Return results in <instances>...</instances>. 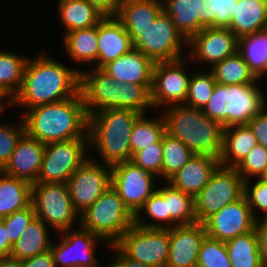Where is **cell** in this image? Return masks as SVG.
I'll list each match as a JSON object with an SVG mask.
<instances>
[{"mask_svg": "<svg viewBox=\"0 0 267 267\" xmlns=\"http://www.w3.org/2000/svg\"><path fill=\"white\" fill-rule=\"evenodd\" d=\"M216 81L213 74L207 70L191 74L189 81L188 94L185 100V105L197 109H204L211 98Z\"/></svg>", "mask_w": 267, "mask_h": 267, "instance_id": "cell-41", "label": "cell"}, {"mask_svg": "<svg viewBox=\"0 0 267 267\" xmlns=\"http://www.w3.org/2000/svg\"><path fill=\"white\" fill-rule=\"evenodd\" d=\"M125 29L134 47L154 62L174 61L185 55L183 51L188 41L176 30L172 18L164 11L145 28Z\"/></svg>", "mask_w": 267, "mask_h": 267, "instance_id": "cell-8", "label": "cell"}, {"mask_svg": "<svg viewBox=\"0 0 267 267\" xmlns=\"http://www.w3.org/2000/svg\"><path fill=\"white\" fill-rule=\"evenodd\" d=\"M18 124H0V170L9 162L18 141L25 134V125L21 117Z\"/></svg>", "mask_w": 267, "mask_h": 267, "instance_id": "cell-43", "label": "cell"}, {"mask_svg": "<svg viewBox=\"0 0 267 267\" xmlns=\"http://www.w3.org/2000/svg\"><path fill=\"white\" fill-rule=\"evenodd\" d=\"M6 99V96L0 91V114H2L3 113V111L6 109L5 107H7L8 106V104L9 105H11V101L10 100H7ZM6 103H5V102ZM7 105V106H6Z\"/></svg>", "mask_w": 267, "mask_h": 267, "instance_id": "cell-55", "label": "cell"}, {"mask_svg": "<svg viewBox=\"0 0 267 267\" xmlns=\"http://www.w3.org/2000/svg\"><path fill=\"white\" fill-rule=\"evenodd\" d=\"M162 11L161 0H121L115 17L125 28H145Z\"/></svg>", "mask_w": 267, "mask_h": 267, "instance_id": "cell-31", "label": "cell"}, {"mask_svg": "<svg viewBox=\"0 0 267 267\" xmlns=\"http://www.w3.org/2000/svg\"><path fill=\"white\" fill-rule=\"evenodd\" d=\"M101 11L106 17H114L117 14L121 0H85Z\"/></svg>", "mask_w": 267, "mask_h": 267, "instance_id": "cell-52", "label": "cell"}, {"mask_svg": "<svg viewBox=\"0 0 267 267\" xmlns=\"http://www.w3.org/2000/svg\"><path fill=\"white\" fill-rule=\"evenodd\" d=\"M89 139L52 142L45 146L38 183H67L71 175L89 158Z\"/></svg>", "mask_w": 267, "mask_h": 267, "instance_id": "cell-11", "label": "cell"}, {"mask_svg": "<svg viewBox=\"0 0 267 267\" xmlns=\"http://www.w3.org/2000/svg\"><path fill=\"white\" fill-rule=\"evenodd\" d=\"M63 36L64 50L77 64L95 63L98 60L97 26L71 31Z\"/></svg>", "mask_w": 267, "mask_h": 267, "instance_id": "cell-29", "label": "cell"}, {"mask_svg": "<svg viewBox=\"0 0 267 267\" xmlns=\"http://www.w3.org/2000/svg\"><path fill=\"white\" fill-rule=\"evenodd\" d=\"M250 181L248 179L244 183V196L252 210L254 218L258 220L257 209L264 214L263 217H267V183L257 178L256 183L251 187Z\"/></svg>", "mask_w": 267, "mask_h": 267, "instance_id": "cell-47", "label": "cell"}, {"mask_svg": "<svg viewBox=\"0 0 267 267\" xmlns=\"http://www.w3.org/2000/svg\"><path fill=\"white\" fill-rule=\"evenodd\" d=\"M0 267H23L22 260H18L12 257L0 258Z\"/></svg>", "mask_w": 267, "mask_h": 267, "instance_id": "cell-54", "label": "cell"}, {"mask_svg": "<svg viewBox=\"0 0 267 267\" xmlns=\"http://www.w3.org/2000/svg\"><path fill=\"white\" fill-rule=\"evenodd\" d=\"M203 224L208 237L227 242L236 236L254 230L256 219L245 196H243L241 199L224 206Z\"/></svg>", "mask_w": 267, "mask_h": 267, "instance_id": "cell-18", "label": "cell"}, {"mask_svg": "<svg viewBox=\"0 0 267 267\" xmlns=\"http://www.w3.org/2000/svg\"><path fill=\"white\" fill-rule=\"evenodd\" d=\"M187 46L190 60L209 63L208 68H212L238 52L239 38L228 28L207 27L194 34Z\"/></svg>", "mask_w": 267, "mask_h": 267, "instance_id": "cell-17", "label": "cell"}, {"mask_svg": "<svg viewBox=\"0 0 267 267\" xmlns=\"http://www.w3.org/2000/svg\"><path fill=\"white\" fill-rule=\"evenodd\" d=\"M32 184L0 170V216L6 217L31 204Z\"/></svg>", "mask_w": 267, "mask_h": 267, "instance_id": "cell-28", "label": "cell"}, {"mask_svg": "<svg viewBox=\"0 0 267 267\" xmlns=\"http://www.w3.org/2000/svg\"><path fill=\"white\" fill-rule=\"evenodd\" d=\"M13 245L10 243L3 217L0 216V258L10 257Z\"/></svg>", "mask_w": 267, "mask_h": 267, "instance_id": "cell-53", "label": "cell"}, {"mask_svg": "<svg viewBox=\"0 0 267 267\" xmlns=\"http://www.w3.org/2000/svg\"><path fill=\"white\" fill-rule=\"evenodd\" d=\"M264 93L257 84H215L204 114L223 128L247 125L267 105Z\"/></svg>", "mask_w": 267, "mask_h": 267, "instance_id": "cell-6", "label": "cell"}, {"mask_svg": "<svg viewBox=\"0 0 267 267\" xmlns=\"http://www.w3.org/2000/svg\"><path fill=\"white\" fill-rule=\"evenodd\" d=\"M155 62L135 47L105 65L102 70L117 82L138 83L152 86L153 67Z\"/></svg>", "mask_w": 267, "mask_h": 267, "instance_id": "cell-22", "label": "cell"}, {"mask_svg": "<svg viewBox=\"0 0 267 267\" xmlns=\"http://www.w3.org/2000/svg\"><path fill=\"white\" fill-rule=\"evenodd\" d=\"M257 144V138L248 125L224 128L220 165L236 167Z\"/></svg>", "mask_w": 267, "mask_h": 267, "instance_id": "cell-25", "label": "cell"}, {"mask_svg": "<svg viewBox=\"0 0 267 267\" xmlns=\"http://www.w3.org/2000/svg\"><path fill=\"white\" fill-rule=\"evenodd\" d=\"M31 197L36 217L52 230L60 233L80 223L66 183H33Z\"/></svg>", "mask_w": 267, "mask_h": 267, "instance_id": "cell-9", "label": "cell"}, {"mask_svg": "<svg viewBox=\"0 0 267 267\" xmlns=\"http://www.w3.org/2000/svg\"><path fill=\"white\" fill-rule=\"evenodd\" d=\"M167 109V110H166ZM162 113L166 132L184 143L194 154L220 157L223 127L202 109L175 104Z\"/></svg>", "mask_w": 267, "mask_h": 267, "instance_id": "cell-4", "label": "cell"}, {"mask_svg": "<svg viewBox=\"0 0 267 267\" xmlns=\"http://www.w3.org/2000/svg\"><path fill=\"white\" fill-rule=\"evenodd\" d=\"M140 115L132 109H105L89 117V146L97 149L101 162L113 166L131 161L130 135Z\"/></svg>", "mask_w": 267, "mask_h": 267, "instance_id": "cell-5", "label": "cell"}, {"mask_svg": "<svg viewBox=\"0 0 267 267\" xmlns=\"http://www.w3.org/2000/svg\"><path fill=\"white\" fill-rule=\"evenodd\" d=\"M111 248L115 256V260L112 263H109L106 267H156L153 265L143 264L139 261L133 260L130 257L126 256L115 244L108 245Z\"/></svg>", "mask_w": 267, "mask_h": 267, "instance_id": "cell-49", "label": "cell"}, {"mask_svg": "<svg viewBox=\"0 0 267 267\" xmlns=\"http://www.w3.org/2000/svg\"><path fill=\"white\" fill-rule=\"evenodd\" d=\"M166 133L163 115L150 119L141 114L135 121L130 135L132 155L150 146L152 143L160 142Z\"/></svg>", "mask_w": 267, "mask_h": 267, "instance_id": "cell-37", "label": "cell"}, {"mask_svg": "<svg viewBox=\"0 0 267 267\" xmlns=\"http://www.w3.org/2000/svg\"><path fill=\"white\" fill-rule=\"evenodd\" d=\"M152 86L121 83L102 69L82 70L79 91L86 107L87 117L105 109H132L141 114L153 108Z\"/></svg>", "mask_w": 267, "mask_h": 267, "instance_id": "cell-3", "label": "cell"}, {"mask_svg": "<svg viewBox=\"0 0 267 267\" xmlns=\"http://www.w3.org/2000/svg\"><path fill=\"white\" fill-rule=\"evenodd\" d=\"M218 84H256L258 79L250 70L243 56L237 52L208 69Z\"/></svg>", "mask_w": 267, "mask_h": 267, "instance_id": "cell-35", "label": "cell"}, {"mask_svg": "<svg viewBox=\"0 0 267 267\" xmlns=\"http://www.w3.org/2000/svg\"><path fill=\"white\" fill-rule=\"evenodd\" d=\"M38 54L28 58L21 89L10 106L30 109L71 98L79 92L80 69L67 68L45 52Z\"/></svg>", "mask_w": 267, "mask_h": 267, "instance_id": "cell-1", "label": "cell"}, {"mask_svg": "<svg viewBox=\"0 0 267 267\" xmlns=\"http://www.w3.org/2000/svg\"><path fill=\"white\" fill-rule=\"evenodd\" d=\"M163 11L172 18L176 30L188 41L199 32L201 0H161Z\"/></svg>", "mask_w": 267, "mask_h": 267, "instance_id": "cell-30", "label": "cell"}, {"mask_svg": "<svg viewBox=\"0 0 267 267\" xmlns=\"http://www.w3.org/2000/svg\"><path fill=\"white\" fill-rule=\"evenodd\" d=\"M257 138V143L267 149V111L266 107L258 113L248 124Z\"/></svg>", "mask_w": 267, "mask_h": 267, "instance_id": "cell-48", "label": "cell"}, {"mask_svg": "<svg viewBox=\"0 0 267 267\" xmlns=\"http://www.w3.org/2000/svg\"><path fill=\"white\" fill-rule=\"evenodd\" d=\"M134 225V215L112 185L84 212L79 227L91 231L109 245L115 244Z\"/></svg>", "mask_w": 267, "mask_h": 267, "instance_id": "cell-7", "label": "cell"}, {"mask_svg": "<svg viewBox=\"0 0 267 267\" xmlns=\"http://www.w3.org/2000/svg\"><path fill=\"white\" fill-rule=\"evenodd\" d=\"M23 267H55L52 252L49 250L45 253L35 255L22 260Z\"/></svg>", "mask_w": 267, "mask_h": 267, "instance_id": "cell-51", "label": "cell"}, {"mask_svg": "<svg viewBox=\"0 0 267 267\" xmlns=\"http://www.w3.org/2000/svg\"><path fill=\"white\" fill-rule=\"evenodd\" d=\"M163 198L167 207V229L196 223L194 198L165 181Z\"/></svg>", "mask_w": 267, "mask_h": 267, "instance_id": "cell-32", "label": "cell"}, {"mask_svg": "<svg viewBox=\"0 0 267 267\" xmlns=\"http://www.w3.org/2000/svg\"><path fill=\"white\" fill-rule=\"evenodd\" d=\"M262 219L256 220L255 229L259 239L262 264L263 267H267V217H262Z\"/></svg>", "mask_w": 267, "mask_h": 267, "instance_id": "cell-50", "label": "cell"}, {"mask_svg": "<svg viewBox=\"0 0 267 267\" xmlns=\"http://www.w3.org/2000/svg\"><path fill=\"white\" fill-rule=\"evenodd\" d=\"M267 167V149L257 144L250 153L236 166L244 181L253 179L264 172Z\"/></svg>", "mask_w": 267, "mask_h": 267, "instance_id": "cell-45", "label": "cell"}, {"mask_svg": "<svg viewBox=\"0 0 267 267\" xmlns=\"http://www.w3.org/2000/svg\"><path fill=\"white\" fill-rule=\"evenodd\" d=\"M163 160L161 169L162 181H168L194 155L180 140L167 132L163 136Z\"/></svg>", "mask_w": 267, "mask_h": 267, "instance_id": "cell-38", "label": "cell"}, {"mask_svg": "<svg viewBox=\"0 0 267 267\" xmlns=\"http://www.w3.org/2000/svg\"><path fill=\"white\" fill-rule=\"evenodd\" d=\"M238 52L260 79L267 74V29L239 38Z\"/></svg>", "mask_w": 267, "mask_h": 267, "instance_id": "cell-36", "label": "cell"}, {"mask_svg": "<svg viewBox=\"0 0 267 267\" xmlns=\"http://www.w3.org/2000/svg\"><path fill=\"white\" fill-rule=\"evenodd\" d=\"M27 60L26 56L0 50V91L10 101L21 89Z\"/></svg>", "mask_w": 267, "mask_h": 267, "instance_id": "cell-34", "label": "cell"}, {"mask_svg": "<svg viewBox=\"0 0 267 267\" xmlns=\"http://www.w3.org/2000/svg\"><path fill=\"white\" fill-rule=\"evenodd\" d=\"M262 182L267 183V167L265 168L264 172L259 176V178Z\"/></svg>", "mask_w": 267, "mask_h": 267, "instance_id": "cell-56", "label": "cell"}, {"mask_svg": "<svg viewBox=\"0 0 267 267\" xmlns=\"http://www.w3.org/2000/svg\"><path fill=\"white\" fill-rule=\"evenodd\" d=\"M48 229L49 226L35 216L14 243L10 257L24 260L49 251L52 237L49 236Z\"/></svg>", "mask_w": 267, "mask_h": 267, "instance_id": "cell-27", "label": "cell"}, {"mask_svg": "<svg viewBox=\"0 0 267 267\" xmlns=\"http://www.w3.org/2000/svg\"><path fill=\"white\" fill-rule=\"evenodd\" d=\"M59 20L65 34L97 26L106 16L85 0H59Z\"/></svg>", "mask_w": 267, "mask_h": 267, "instance_id": "cell-26", "label": "cell"}, {"mask_svg": "<svg viewBox=\"0 0 267 267\" xmlns=\"http://www.w3.org/2000/svg\"><path fill=\"white\" fill-rule=\"evenodd\" d=\"M158 177L135 165L132 161L112 166V187L125 206L135 215L144 202L157 190L154 178Z\"/></svg>", "mask_w": 267, "mask_h": 267, "instance_id": "cell-15", "label": "cell"}, {"mask_svg": "<svg viewBox=\"0 0 267 267\" xmlns=\"http://www.w3.org/2000/svg\"><path fill=\"white\" fill-rule=\"evenodd\" d=\"M46 144L26 133L18 141L9 162L2 171L33 184L37 182Z\"/></svg>", "mask_w": 267, "mask_h": 267, "instance_id": "cell-20", "label": "cell"}, {"mask_svg": "<svg viewBox=\"0 0 267 267\" xmlns=\"http://www.w3.org/2000/svg\"><path fill=\"white\" fill-rule=\"evenodd\" d=\"M22 119L25 133L43 144L89 139V118L80 91L71 98L27 109Z\"/></svg>", "mask_w": 267, "mask_h": 267, "instance_id": "cell-2", "label": "cell"}, {"mask_svg": "<svg viewBox=\"0 0 267 267\" xmlns=\"http://www.w3.org/2000/svg\"><path fill=\"white\" fill-rule=\"evenodd\" d=\"M197 267H232L225 242L206 236L200 247Z\"/></svg>", "mask_w": 267, "mask_h": 267, "instance_id": "cell-42", "label": "cell"}, {"mask_svg": "<svg viewBox=\"0 0 267 267\" xmlns=\"http://www.w3.org/2000/svg\"><path fill=\"white\" fill-rule=\"evenodd\" d=\"M232 267H263L256 229L225 242Z\"/></svg>", "mask_w": 267, "mask_h": 267, "instance_id": "cell-33", "label": "cell"}, {"mask_svg": "<svg viewBox=\"0 0 267 267\" xmlns=\"http://www.w3.org/2000/svg\"><path fill=\"white\" fill-rule=\"evenodd\" d=\"M245 181L236 167L218 165L209 182L194 197V212L197 222L204 223L227 204L244 196Z\"/></svg>", "mask_w": 267, "mask_h": 267, "instance_id": "cell-10", "label": "cell"}, {"mask_svg": "<svg viewBox=\"0 0 267 267\" xmlns=\"http://www.w3.org/2000/svg\"><path fill=\"white\" fill-rule=\"evenodd\" d=\"M35 216V210L31 203L28 207L3 217V222L12 245L22 236L26 226Z\"/></svg>", "mask_w": 267, "mask_h": 267, "instance_id": "cell-46", "label": "cell"}, {"mask_svg": "<svg viewBox=\"0 0 267 267\" xmlns=\"http://www.w3.org/2000/svg\"><path fill=\"white\" fill-rule=\"evenodd\" d=\"M219 164L218 157L194 154L168 182L194 198L209 182Z\"/></svg>", "mask_w": 267, "mask_h": 267, "instance_id": "cell-23", "label": "cell"}, {"mask_svg": "<svg viewBox=\"0 0 267 267\" xmlns=\"http://www.w3.org/2000/svg\"><path fill=\"white\" fill-rule=\"evenodd\" d=\"M206 236L204 224L199 222L170 228L166 267H197L200 247Z\"/></svg>", "mask_w": 267, "mask_h": 267, "instance_id": "cell-19", "label": "cell"}, {"mask_svg": "<svg viewBox=\"0 0 267 267\" xmlns=\"http://www.w3.org/2000/svg\"><path fill=\"white\" fill-rule=\"evenodd\" d=\"M142 214L148 215L152 218V223H146L142 219ZM163 222V223H162ZM161 223V224H160ZM134 224L145 228H166L167 229V207L166 201L163 198V187L157 190L144 202L142 207L134 215Z\"/></svg>", "mask_w": 267, "mask_h": 267, "instance_id": "cell-40", "label": "cell"}, {"mask_svg": "<svg viewBox=\"0 0 267 267\" xmlns=\"http://www.w3.org/2000/svg\"><path fill=\"white\" fill-rule=\"evenodd\" d=\"M79 228V230L70 229L60 232L63 238L58 244L52 241L50 251L54 258L55 267H98L94 248L104 240L89 230Z\"/></svg>", "mask_w": 267, "mask_h": 267, "instance_id": "cell-16", "label": "cell"}, {"mask_svg": "<svg viewBox=\"0 0 267 267\" xmlns=\"http://www.w3.org/2000/svg\"><path fill=\"white\" fill-rule=\"evenodd\" d=\"M169 241L170 228H145L134 224L115 245L133 260L166 267Z\"/></svg>", "mask_w": 267, "mask_h": 267, "instance_id": "cell-12", "label": "cell"}, {"mask_svg": "<svg viewBox=\"0 0 267 267\" xmlns=\"http://www.w3.org/2000/svg\"><path fill=\"white\" fill-rule=\"evenodd\" d=\"M98 60L94 68L102 69L108 63L134 48L123 24L114 17H105L97 25Z\"/></svg>", "mask_w": 267, "mask_h": 267, "instance_id": "cell-21", "label": "cell"}, {"mask_svg": "<svg viewBox=\"0 0 267 267\" xmlns=\"http://www.w3.org/2000/svg\"><path fill=\"white\" fill-rule=\"evenodd\" d=\"M163 138L160 142L152 143L150 146L135 152L131 161L142 169L148 170L161 177L163 160Z\"/></svg>", "mask_w": 267, "mask_h": 267, "instance_id": "cell-44", "label": "cell"}, {"mask_svg": "<svg viewBox=\"0 0 267 267\" xmlns=\"http://www.w3.org/2000/svg\"><path fill=\"white\" fill-rule=\"evenodd\" d=\"M69 195L75 210L81 214L112 184V166L89 158L67 181Z\"/></svg>", "mask_w": 267, "mask_h": 267, "instance_id": "cell-13", "label": "cell"}, {"mask_svg": "<svg viewBox=\"0 0 267 267\" xmlns=\"http://www.w3.org/2000/svg\"><path fill=\"white\" fill-rule=\"evenodd\" d=\"M186 56L174 61L155 62L151 88L153 108L184 104L191 74L184 70Z\"/></svg>", "mask_w": 267, "mask_h": 267, "instance_id": "cell-14", "label": "cell"}, {"mask_svg": "<svg viewBox=\"0 0 267 267\" xmlns=\"http://www.w3.org/2000/svg\"><path fill=\"white\" fill-rule=\"evenodd\" d=\"M238 0H201L199 32L207 27L228 28Z\"/></svg>", "mask_w": 267, "mask_h": 267, "instance_id": "cell-39", "label": "cell"}, {"mask_svg": "<svg viewBox=\"0 0 267 267\" xmlns=\"http://www.w3.org/2000/svg\"><path fill=\"white\" fill-rule=\"evenodd\" d=\"M228 29L238 38L267 29V0H238Z\"/></svg>", "mask_w": 267, "mask_h": 267, "instance_id": "cell-24", "label": "cell"}]
</instances>
